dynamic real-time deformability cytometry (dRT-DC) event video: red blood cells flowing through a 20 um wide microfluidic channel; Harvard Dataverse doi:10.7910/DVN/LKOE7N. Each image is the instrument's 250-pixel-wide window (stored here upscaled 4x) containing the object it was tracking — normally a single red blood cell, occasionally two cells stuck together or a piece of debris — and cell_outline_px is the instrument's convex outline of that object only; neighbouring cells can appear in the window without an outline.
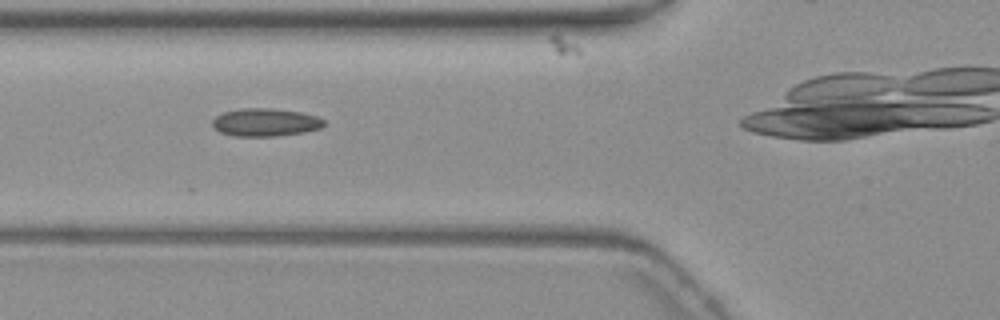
{"species": "common noctule bat (a hibernating species)", "species_latin": "Nyctalus noctula", "temperature_condition": "warm", "stored_images_in_passage": 7, "camera_frame_rate_fps": 3000, "um_per_image_px": 0.085, "animal": {"sex": "female", "body_mass_g": 19.3, "forearm_length_mm": 54.1}, "frame": {"image": 1, "passage_image": 3, "time_ms": 2.333, "image_size_px": [1000, 320], "cell_outline_px": [[324, 124], [320, 128], [304, 132], [276, 136], [236, 136], [220, 132], [212, 124], [212, 120], [216, 116], [224, 112], [240, 108], [272, 108], [300, 112], [316, 116], [324, 120]], "centroid_in_image_um": [22.55, 10.39], "position_along_channel_um": 103.3, "area_um2": 18.03}}
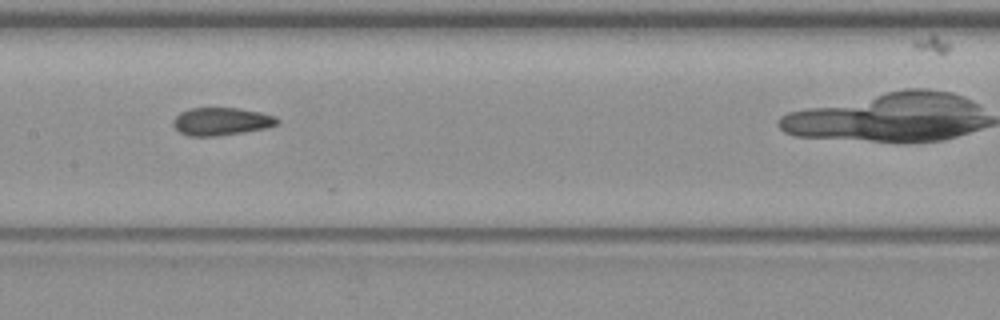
{"frame": {"image": 2, "passage_image": 5, "time_ms": 4.667, "image_size_px": [1000, 320], "cell_outline_px": [[280, 120], [276, 124], [268, 128], [216, 136], [188, 136], [180, 132], [172, 124], [172, 120], [180, 112], [192, 108], [240, 108], [260, 112], [276, 116]], "centroid_in_image_um": [18.81, 10.32], "position_along_channel_um": 188.6, "area_um2": 16.88}}